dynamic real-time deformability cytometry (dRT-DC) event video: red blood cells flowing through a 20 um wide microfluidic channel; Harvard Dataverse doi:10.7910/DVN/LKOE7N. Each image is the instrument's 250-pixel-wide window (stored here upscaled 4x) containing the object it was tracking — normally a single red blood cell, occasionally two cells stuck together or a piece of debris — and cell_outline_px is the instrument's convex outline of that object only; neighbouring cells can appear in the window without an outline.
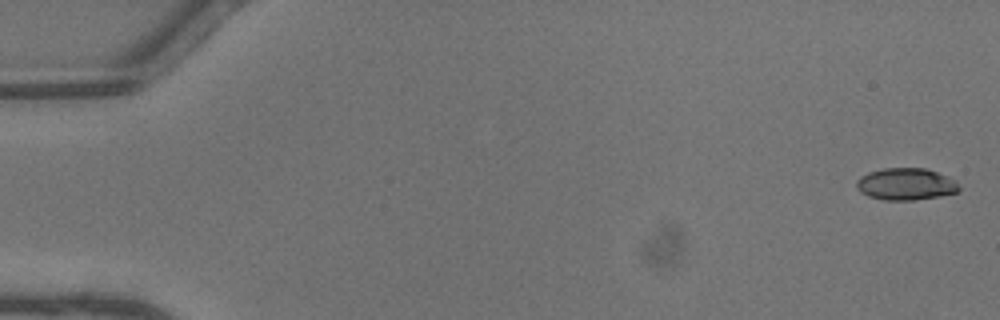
{"species": "common noctule bat (a hibernating species)", "species_latin": "Nyctalus noctula", "temperature_condition": "warm", "stored_images_in_passage": 45, "camera_frame_rate_fps": 3000, "um_per_image_px": 0.085, "animal": {"sex": "male", "body_mass_g": 13.3}, "frame": {"image": 1, "passage_image": 1, "time_ms": 0.0, "image_size_px": [1000, 320], "cell_outline_px": [[960, 188], [956, 192], [940, 196], [912, 200], [884, 200], [868, 196], [860, 192], [856, 188], [856, 180], [860, 176], [868, 172], [884, 168], [924, 168], [948, 176], [956, 180]], "centroid_in_image_um": [76.97, 15.65], "position_along_channel_um": 8.0, "area_um2": 19.19}}
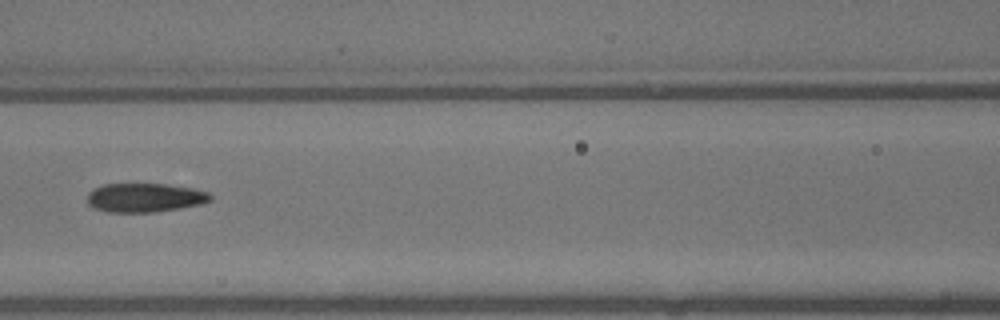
{"frame": {"image": 2, "passage_image": 21, "time_ms": 6.667, "image_size_px": [1000, 320], "cell_outline_px": [[212, 200], [204, 204], [156, 212], [108, 212], [92, 208], [88, 204], [88, 192], [92, 188], [104, 184], [168, 184], [196, 188], [208, 192], [212, 196]], "centroid_in_image_um": [12.33, 16.8], "position_along_channel_um": 154.3, "area_um2": 21.15}}
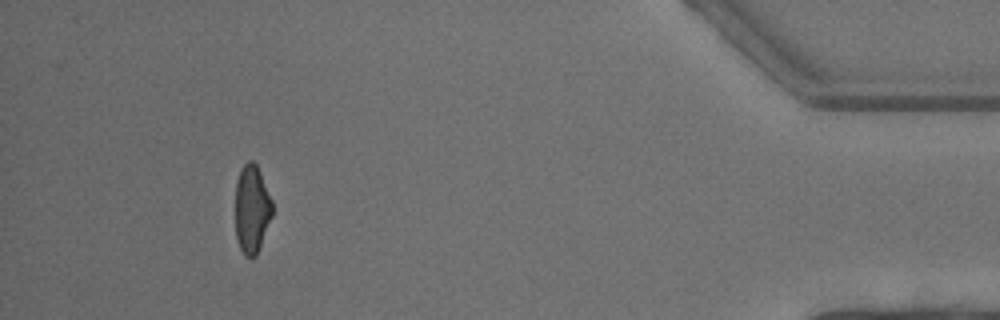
{"frame": {"image": 3, "passage_image": 42, "time_ms": 13.667, "image_size_px": [1000, 320], "cell_outline_px": [[272, 216], [256, 256], [244, 256], [236, 240], [236, 180], [240, 168], [248, 160], [252, 160], [256, 164], [260, 172], [272, 200]], "centroid_in_image_um": [21.4, 17.75], "position_along_channel_um": 413.8, "area_um2": 19.02}, "authors_computed_cell_mechanics": {"area_um2": 20.4612, "velocity_mm_per_s": 4.6176, "shape_relaxation_time_tau1_ms": 11.1936, "shape_relaxation_time_tau2_ms": 2.3527, "deformation_change_tau1": 0.2945, "deformation_change_tau2": 0.1042}}